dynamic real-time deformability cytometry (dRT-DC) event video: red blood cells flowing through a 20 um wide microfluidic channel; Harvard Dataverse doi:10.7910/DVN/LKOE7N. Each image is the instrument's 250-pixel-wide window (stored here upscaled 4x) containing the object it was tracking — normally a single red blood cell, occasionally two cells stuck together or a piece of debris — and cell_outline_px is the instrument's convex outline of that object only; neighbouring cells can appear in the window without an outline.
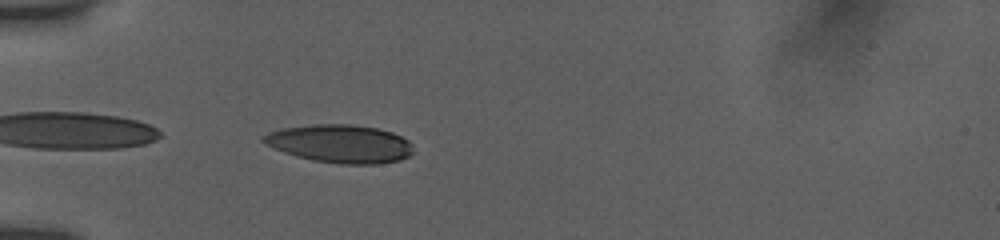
{"species": "human", "species_latin": "Homo sapiens", "temperature_condition": "room temperature", "stored_images_in_passage": 38, "camera_frame_rate_fps": 3000, "um_per_image_px": 0.085, "donor": {"sex": "female"}, "frame": {"image": 1, "passage_image": 1, "time_ms": 0.0, "image_size_px": [1000, 240], "cell_outline_px": [[412, 152], [408, 156], [400, 160], [376, 164], [340, 164], [312, 160], [296, 156], [272, 148], [264, 144], [260, 140], [260, 136], [268, 132], [280, 128], [312, 124], [352, 124], [376, 128], [392, 132], [408, 140], [412, 144]], "centroid_in_image_um": [28.85, 12.21], "position_along_channel_um": 56.1, "area_um2": 33.58}}
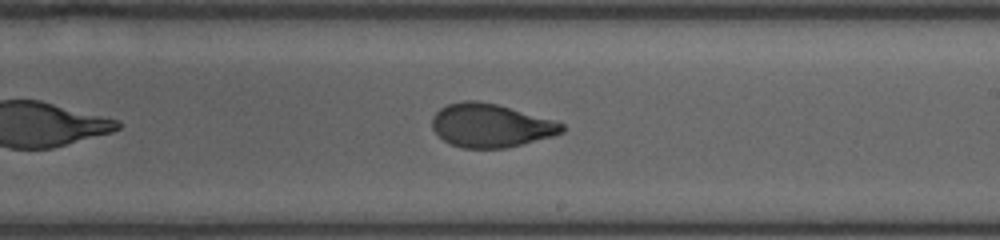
{"frame": {"image": 2, "passage_image": 17, "time_ms": 5.333, "image_size_px": [1000, 240], "cell_outline_px": [[564, 132], [552, 136], [504, 148], [464, 148], [452, 144], [444, 140], [432, 128], [432, 116], [440, 108], [448, 104], [464, 100], [476, 100], [496, 104], [552, 120], [564, 124]], "centroid_in_image_um": [41.68, 10.66], "position_along_channel_um": 247.3, "area_um2": 32.43}}
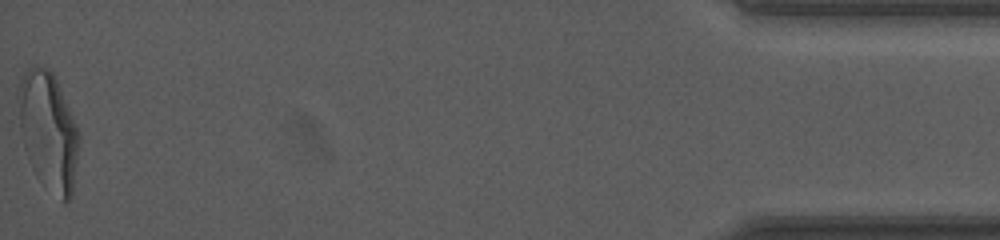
{"frame": {"image": 3, "passage_image": 38, "time_ms": 12.333, "image_size_px": [1000, 240], "cell_outline_px": [[80, 140], [72, 196], [64, 204], [20, 128], [20, 80], [24, 72], [28, 68], [36, 64], [48, 68], [52, 72], [60, 88], [76, 124], [80, 136]], "centroid_in_image_um": [4.23, 10.87], "position_along_channel_um": 431.0, "area_um2": 37.63}, "authors_computed_cell_mechanics": {"area_um2": 34.0153, "velocity_mm_per_s": 3.8441, "shape_relaxation_time_tau1_ms": 4.6776, "shape_relaxation_time_tau2_ms": 0.9814, "deformation_change_tau1": 0.1956, "deformation_change_tau2": 0.0641}}